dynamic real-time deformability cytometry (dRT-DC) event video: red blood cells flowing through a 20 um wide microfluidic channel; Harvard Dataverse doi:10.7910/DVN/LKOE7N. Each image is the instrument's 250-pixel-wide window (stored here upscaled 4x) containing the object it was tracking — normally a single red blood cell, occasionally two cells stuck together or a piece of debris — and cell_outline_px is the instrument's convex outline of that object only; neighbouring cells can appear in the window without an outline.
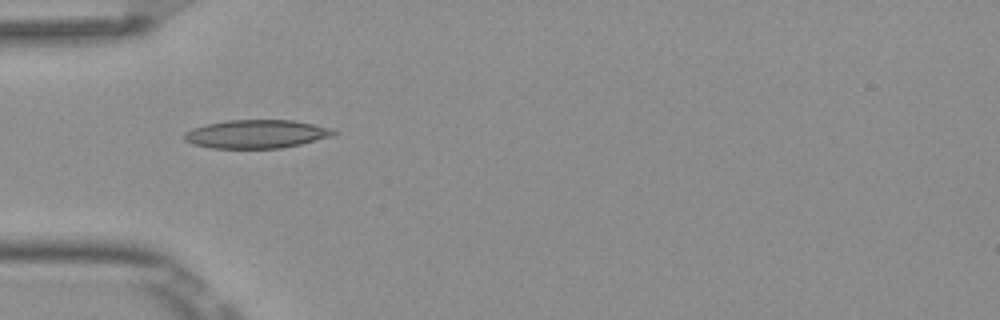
{"species": "Egyptian fruit bat (a non-hibernating species)", "species_latin": "Rousettus aegyptiacus", "temperature_condition": "room temperature", "stored_images_in_passage": 6, "camera_frame_rate_fps": 3000, "um_per_image_px": 0.085, "frame": {"image": 1, "passage_image": 4, "time_ms": 1.0, "image_size_px": [1000, 320], "cell_outline_px": [[336, 132], [328, 136], [300, 144], [280, 148], [212, 148], [192, 144], [184, 140], [184, 132], [192, 128], [208, 124], [228, 120], [292, 120], [312, 124], [328, 128]], "centroid_in_image_um": [21.69, 11.39], "position_along_channel_um": 63.3, "area_um2": 24.28}}
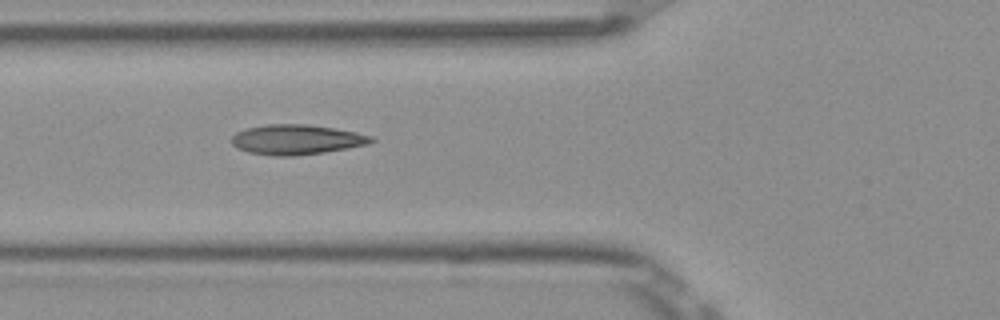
{"frame": {"image": 2, "passage_image": 5, "time_ms": 1.333, "image_size_px": [1000, 320], "cell_outline_px": [[376, 140], [368, 144], [348, 148], [324, 152], [292, 156], [272, 156], [248, 152], [236, 148], [232, 144], [232, 136], [236, 132], [244, 128], [268, 124], [308, 124], [356, 132], [372, 136]], "centroid_in_image_um": [25.18, 11.86], "position_along_channel_um": 100.6, "area_um2": 24.45}}
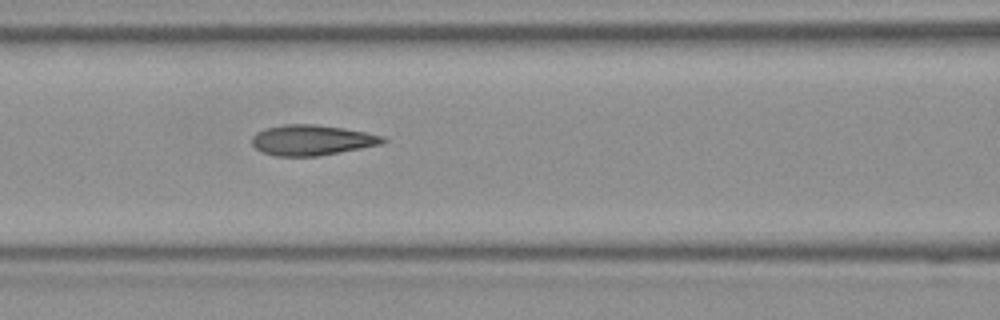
{"frame": {"image": 3, "passage_image": 6, "time_ms": 1.667, "image_size_px": [1000, 320], "cell_outline_px": [[388, 140], [380, 144], [320, 156], [272, 156], [260, 152], [252, 144], [252, 136], [256, 132], [264, 128], [284, 124], [316, 124], [344, 128], [384, 136]], "centroid_in_image_um": [26.46, 11.91], "position_along_channel_um": 140.1, "area_um2": 23.35}}